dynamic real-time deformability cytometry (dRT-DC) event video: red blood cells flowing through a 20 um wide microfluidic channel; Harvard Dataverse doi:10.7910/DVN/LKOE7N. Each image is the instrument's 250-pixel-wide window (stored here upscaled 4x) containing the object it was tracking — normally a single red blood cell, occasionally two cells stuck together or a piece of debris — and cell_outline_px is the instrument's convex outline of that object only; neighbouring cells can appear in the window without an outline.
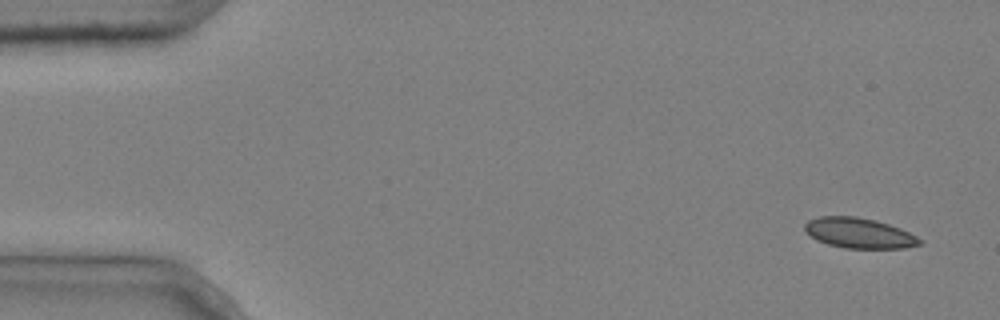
{"species": "common noctule bat (a hibernating species)", "species_latin": "Nyctalus noctula", "temperature_condition": "cold", "stored_images_in_passage": 4, "camera_frame_rate_fps": 3000, "um_per_image_px": 0.085, "animal": {"sex": "male", "body_mass_g": 20.4}, "frame": {"image": 1, "passage_image": 1, "time_ms": 0.0, "image_size_px": [1000, 320], "cell_outline_px": [[924, 240], [920, 244], [904, 248], [844, 248], [828, 244], [816, 240], [804, 232], [804, 224], [808, 220], [820, 216], [856, 216], [876, 220], [900, 228]], "centroid_in_image_um": [72.99, 19.8], "position_along_channel_um": 12.0, "area_um2": 20.4}}
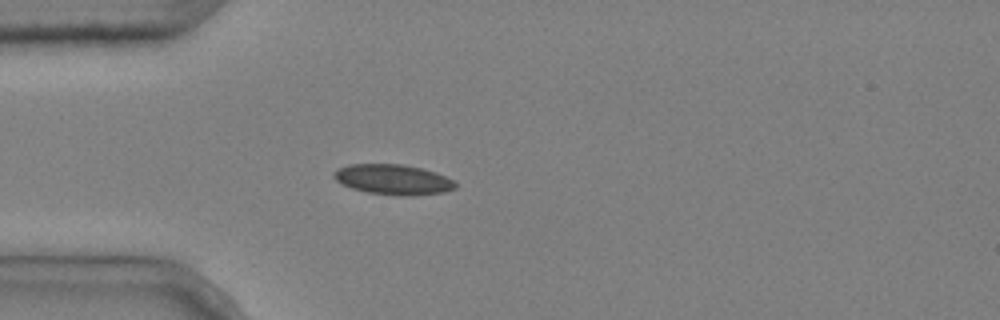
{"frame": {"image": 2, "passage_image": 4, "time_ms": 1.0, "image_size_px": [1000, 320], "cell_outline_px": [[456, 188], [444, 192], [412, 196], [400, 196], [368, 192], [352, 188], [340, 184], [332, 176], [332, 172], [348, 164], [400, 164], [420, 168], [436, 172], [452, 180], [456, 184]], "centroid_in_image_um": [33.39, 15.26], "position_along_channel_um": 51.6, "area_um2": 21.39}}